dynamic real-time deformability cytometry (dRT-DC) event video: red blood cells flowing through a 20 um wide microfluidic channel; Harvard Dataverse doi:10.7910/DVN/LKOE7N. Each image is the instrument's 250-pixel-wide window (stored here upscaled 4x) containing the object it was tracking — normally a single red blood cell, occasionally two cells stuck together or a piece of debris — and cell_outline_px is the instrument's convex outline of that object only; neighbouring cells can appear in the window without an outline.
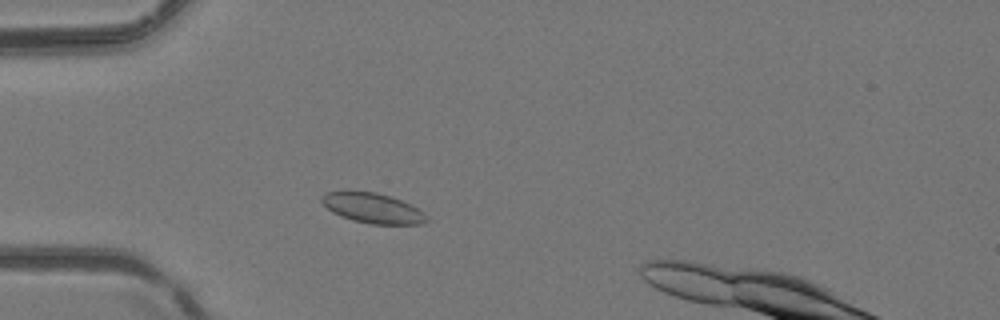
{"species": "common noctule bat (a hibernating species)", "species_latin": "Nyctalus noctula", "temperature_condition": "room temperature", "stored_images_in_passage": 4, "camera_frame_rate_fps": 3000, "um_per_image_px": 0.085, "animal": {"sex": "female", "body_mass_g": 24.6, "forearm_length_mm": 56.2}, "frame": {"image": 1, "passage_image": 1, "time_ms": 0.0, "image_size_px": [1000, 320], "cell_outline_px": [[428, 220], [420, 224], [372, 224], [352, 220], [340, 216], [332, 212], [320, 200], [320, 196], [328, 192], [348, 188], [376, 192], [392, 196], [424, 212]], "centroid_in_image_um": [31.6, 17.64], "position_along_channel_um": 53.4, "area_um2": 18.79}}
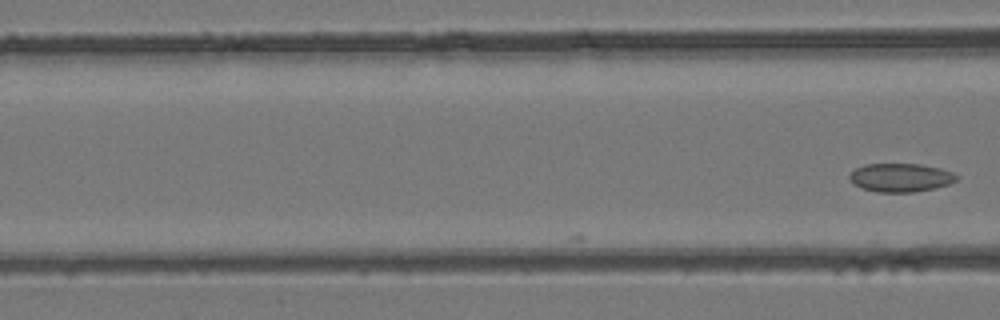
{"frame": {"image": 2, "passage_image": 4, "time_ms": 1.0, "image_size_px": [1000, 320], "cell_outline_px": [[960, 176], [956, 180], [948, 184], [936, 188], [916, 192], [876, 192], [864, 188], [856, 184], [848, 176], [856, 168], [864, 164], [920, 164], [940, 168], [952, 172]], "centroid_in_image_um": [76.6, 15.09], "position_along_channel_um": 90.0, "area_um2": 17.69}}